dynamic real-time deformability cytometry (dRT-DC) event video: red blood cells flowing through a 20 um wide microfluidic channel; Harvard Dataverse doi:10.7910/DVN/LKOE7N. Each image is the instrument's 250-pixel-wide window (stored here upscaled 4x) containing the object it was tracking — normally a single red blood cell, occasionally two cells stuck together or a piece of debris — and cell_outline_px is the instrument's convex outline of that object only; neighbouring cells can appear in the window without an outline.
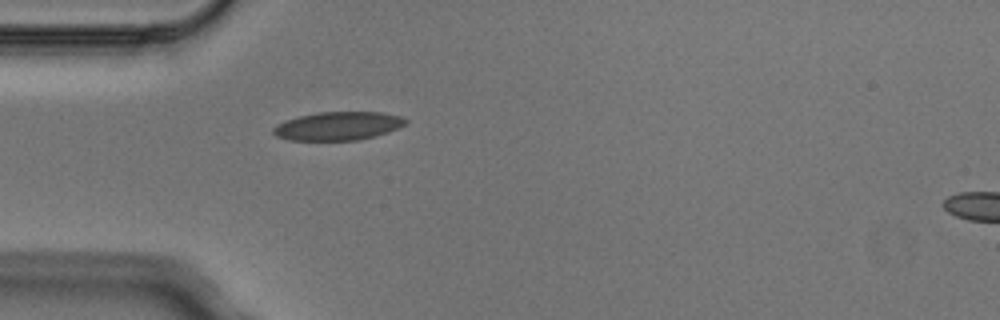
{"species": "Egyptian fruit bat (a non-hibernating species)", "species_latin": "Rousettus aegyptiacus", "temperature_condition": "cold", "stored_images_in_passage": 6, "segment_of_instrument_passage": [1, 2], "camera_frame_rate_fps": 3000, "um_per_image_px": 0.085, "animal": {"sex": "male"}, "frame": {"image": 1, "passage_image": 5, "time_ms": 1.333, "image_size_px": [1000, 320], "cell_outline_px": [[408, 124], [388, 132], [356, 140], [288, 140], [276, 136], [272, 132], [272, 128], [276, 124], [284, 120], [316, 112], [380, 112], [400, 116], [408, 120]], "centroid_in_image_um": [28.71, 10.7], "position_along_channel_um": 56.3, "area_um2": 21.96}}